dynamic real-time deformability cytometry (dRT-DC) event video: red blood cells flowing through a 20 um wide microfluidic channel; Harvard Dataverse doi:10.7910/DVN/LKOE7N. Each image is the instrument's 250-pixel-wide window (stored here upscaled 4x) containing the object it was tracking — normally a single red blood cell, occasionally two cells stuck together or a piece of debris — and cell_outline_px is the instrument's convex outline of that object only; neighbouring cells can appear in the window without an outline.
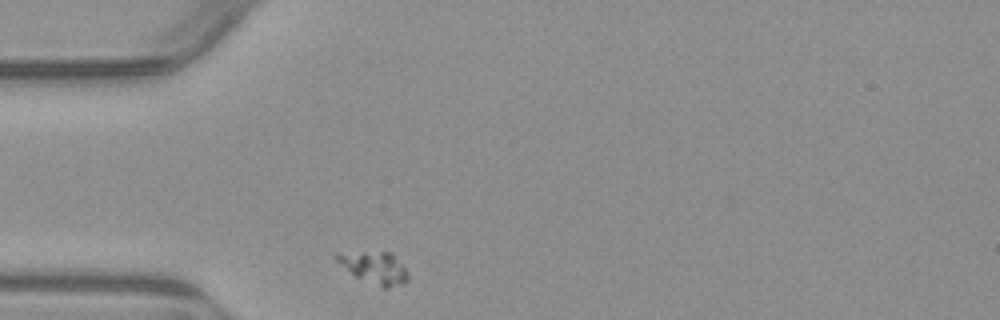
{"species": "common noctule bat (a hibernating species)", "species_latin": "Nyctalus noctula", "temperature_condition": "warm", "stored_images_in_passage": 2, "camera_frame_rate_fps": 3000, "um_per_image_px": 0.085, "animal": {"sex": "male", "body_mass_g": 23.1, "forearm_length_mm": 52.7}, "frame": {"image": 1, "passage_image": 1, "time_ms": 0.0, "image_size_px": [1000, 320], "cell_outline_px": [[408, 280], [388, 288], [384, 288], [356, 276], [336, 260], [336, 252], [388, 252], [408, 272]], "centroid_in_image_um": [31.81, 22.74], "position_along_channel_um": 53.2, "area_um2": 12.6}}